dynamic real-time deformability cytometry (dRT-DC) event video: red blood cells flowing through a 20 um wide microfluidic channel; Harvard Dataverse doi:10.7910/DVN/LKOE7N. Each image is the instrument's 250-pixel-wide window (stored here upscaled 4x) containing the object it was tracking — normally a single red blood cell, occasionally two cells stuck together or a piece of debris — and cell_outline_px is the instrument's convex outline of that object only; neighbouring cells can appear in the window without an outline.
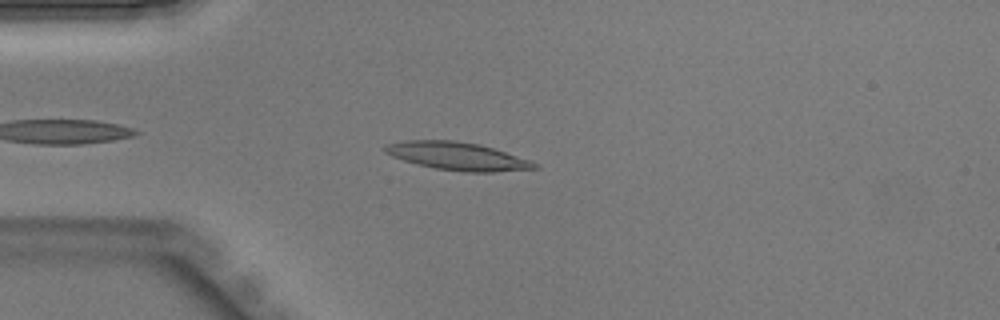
{"species": "Egyptian fruit bat (a non-hibernating species)", "species_latin": "Rousettus aegyptiacus", "temperature_condition": "warm", "stored_images_in_passage": 34, "camera_frame_rate_fps": 3000, "um_per_image_px": 0.085, "animal": {"sex": "male"}, "frame": {"image": 1, "passage_image": 4, "time_ms": 1.0, "image_size_px": [1000, 320], "cell_outline_px": [[540, 168], [492, 172], [464, 172], [436, 168], [416, 164], [392, 156], [384, 152], [384, 144], [400, 140], [456, 140], [480, 144], [532, 160]], "centroid_in_image_um": [38.86, 13.26], "position_along_channel_um": 46.1, "area_um2": 24.51}}
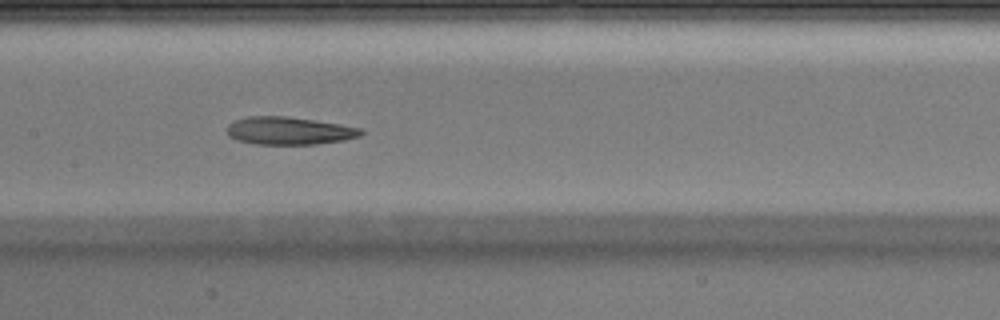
{"frame": {"image": 2, "passage_image": 14, "time_ms": 4.333, "image_size_px": [1000, 320], "cell_outline_px": [[364, 132], [360, 136], [344, 140], [316, 144], [256, 144], [236, 140], [228, 136], [228, 124], [236, 120], [248, 116], [288, 116], [340, 124], [360, 128]], "centroid_in_image_um": [24.57, 11.11], "position_along_channel_um": 182.8, "area_um2": 21.62}}
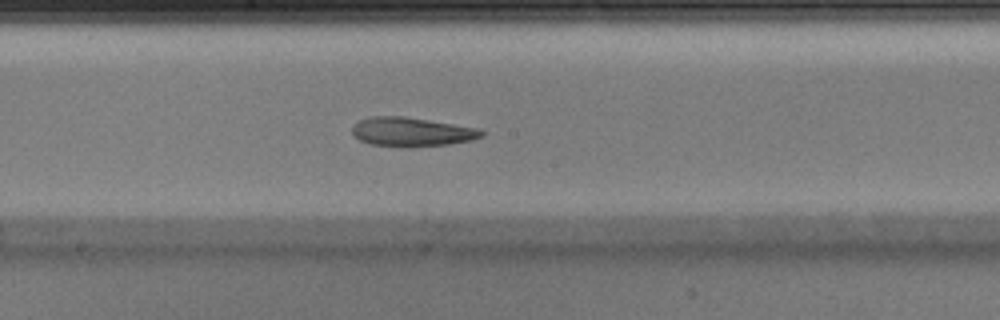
{"frame": {"image": 3, "passage_image": 16, "time_ms": 5.0, "image_size_px": [1000, 320], "cell_outline_px": [[484, 136], [472, 140], [448, 144], [412, 148], [400, 148], [372, 144], [360, 140], [352, 132], [352, 128], [360, 120], [372, 116], [404, 116], [480, 128], [484, 132]], "centroid_in_image_um": [35.03, 11.22], "position_along_channel_um": 213.2, "area_um2": 22.14}}